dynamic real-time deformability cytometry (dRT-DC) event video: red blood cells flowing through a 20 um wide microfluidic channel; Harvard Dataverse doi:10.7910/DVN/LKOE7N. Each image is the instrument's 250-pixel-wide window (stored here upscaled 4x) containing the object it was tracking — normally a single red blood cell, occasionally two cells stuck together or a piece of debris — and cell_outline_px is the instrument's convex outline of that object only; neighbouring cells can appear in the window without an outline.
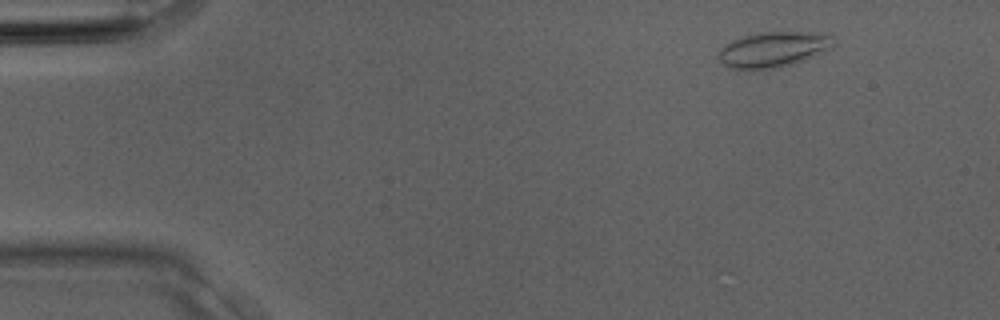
{"species": "Egyptian fruit bat (a non-hibernating species)", "species_latin": "Rousettus aegyptiacus", "temperature_condition": "room temperature", "stored_images_in_passage": 3, "camera_frame_rate_fps": 3000, "um_per_image_px": 0.085, "animal": {"sex": "male"}, "frame": {"image": 1, "passage_image": 1, "time_ms": 0.0, "image_size_px": [1000, 320], "cell_outline_px": [[836, 44], [832, 48], [804, 60], [776, 68], [728, 68], [720, 60], [720, 48], [724, 44], [732, 40], [756, 32], [812, 32], [832, 36], [836, 40]], "centroid_in_image_um": [65.77, 4.18], "position_along_channel_um": 19.2, "area_um2": 23.52}}